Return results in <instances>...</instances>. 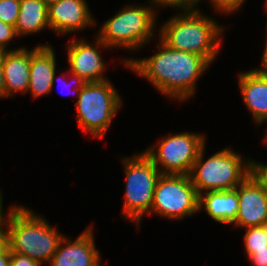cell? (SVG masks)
Returning a JSON list of instances; mask_svg holds the SVG:
<instances>
[{
    "label": "cell",
    "mask_w": 267,
    "mask_h": 266,
    "mask_svg": "<svg viewBox=\"0 0 267 266\" xmlns=\"http://www.w3.org/2000/svg\"><path fill=\"white\" fill-rule=\"evenodd\" d=\"M17 37L15 27L0 20V52L9 51L7 47L10 41Z\"/></svg>",
    "instance_id": "cell-23"
},
{
    "label": "cell",
    "mask_w": 267,
    "mask_h": 266,
    "mask_svg": "<svg viewBox=\"0 0 267 266\" xmlns=\"http://www.w3.org/2000/svg\"><path fill=\"white\" fill-rule=\"evenodd\" d=\"M265 145H267V132H266V135H264V141Z\"/></svg>",
    "instance_id": "cell-36"
},
{
    "label": "cell",
    "mask_w": 267,
    "mask_h": 266,
    "mask_svg": "<svg viewBox=\"0 0 267 266\" xmlns=\"http://www.w3.org/2000/svg\"><path fill=\"white\" fill-rule=\"evenodd\" d=\"M50 30L48 6L43 0H20V11L15 25L18 37Z\"/></svg>",
    "instance_id": "cell-18"
},
{
    "label": "cell",
    "mask_w": 267,
    "mask_h": 266,
    "mask_svg": "<svg viewBox=\"0 0 267 266\" xmlns=\"http://www.w3.org/2000/svg\"><path fill=\"white\" fill-rule=\"evenodd\" d=\"M20 11V0H0V20L14 26Z\"/></svg>",
    "instance_id": "cell-21"
},
{
    "label": "cell",
    "mask_w": 267,
    "mask_h": 266,
    "mask_svg": "<svg viewBox=\"0 0 267 266\" xmlns=\"http://www.w3.org/2000/svg\"><path fill=\"white\" fill-rule=\"evenodd\" d=\"M259 70L267 77V66H260Z\"/></svg>",
    "instance_id": "cell-34"
},
{
    "label": "cell",
    "mask_w": 267,
    "mask_h": 266,
    "mask_svg": "<svg viewBox=\"0 0 267 266\" xmlns=\"http://www.w3.org/2000/svg\"><path fill=\"white\" fill-rule=\"evenodd\" d=\"M6 96L28 93L30 78V50L23 47L1 51ZM16 93V94H15Z\"/></svg>",
    "instance_id": "cell-16"
},
{
    "label": "cell",
    "mask_w": 267,
    "mask_h": 266,
    "mask_svg": "<svg viewBox=\"0 0 267 266\" xmlns=\"http://www.w3.org/2000/svg\"><path fill=\"white\" fill-rule=\"evenodd\" d=\"M265 10H266V12H267V0H265Z\"/></svg>",
    "instance_id": "cell-37"
},
{
    "label": "cell",
    "mask_w": 267,
    "mask_h": 266,
    "mask_svg": "<svg viewBox=\"0 0 267 266\" xmlns=\"http://www.w3.org/2000/svg\"><path fill=\"white\" fill-rule=\"evenodd\" d=\"M69 74H71V78L74 81L73 83L75 84V86H72V87H75V89L73 88L71 90V92H69V93H72V92L75 93L76 94V97L78 99L79 94H80V90L86 84V82L82 78L78 77L75 74L68 73V75ZM65 75L66 74H63L62 73V76H60V77L57 78V80H59V83H61L63 90H64V88H67L69 86V83H68L69 81L66 80L67 77ZM63 90L60 92L61 94L64 93Z\"/></svg>",
    "instance_id": "cell-24"
},
{
    "label": "cell",
    "mask_w": 267,
    "mask_h": 266,
    "mask_svg": "<svg viewBox=\"0 0 267 266\" xmlns=\"http://www.w3.org/2000/svg\"><path fill=\"white\" fill-rule=\"evenodd\" d=\"M215 11L219 12L220 15H229L237 12L246 0H209Z\"/></svg>",
    "instance_id": "cell-22"
},
{
    "label": "cell",
    "mask_w": 267,
    "mask_h": 266,
    "mask_svg": "<svg viewBox=\"0 0 267 266\" xmlns=\"http://www.w3.org/2000/svg\"><path fill=\"white\" fill-rule=\"evenodd\" d=\"M159 27V38L167 46L200 55L210 64L221 50L224 27L199 9L177 13Z\"/></svg>",
    "instance_id": "cell-3"
},
{
    "label": "cell",
    "mask_w": 267,
    "mask_h": 266,
    "mask_svg": "<svg viewBox=\"0 0 267 266\" xmlns=\"http://www.w3.org/2000/svg\"><path fill=\"white\" fill-rule=\"evenodd\" d=\"M60 0H43V2L49 7L52 4L58 3Z\"/></svg>",
    "instance_id": "cell-32"
},
{
    "label": "cell",
    "mask_w": 267,
    "mask_h": 266,
    "mask_svg": "<svg viewBox=\"0 0 267 266\" xmlns=\"http://www.w3.org/2000/svg\"><path fill=\"white\" fill-rule=\"evenodd\" d=\"M199 211V194L189 175L161 174L158 178L151 214L180 220Z\"/></svg>",
    "instance_id": "cell-9"
},
{
    "label": "cell",
    "mask_w": 267,
    "mask_h": 266,
    "mask_svg": "<svg viewBox=\"0 0 267 266\" xmlns=\"http://www.w3.org/2000/svg\"><path fill=\"white\" fill-rule=\"evenodd\" d=\"M262 228L264 229L266 237H267V220L262 224Z\"/></svg>",
    "instance_id": "cell-35"
},
{
    "label": "cell",
    "mask_w": 267,
    "mask_h": 266,
    "mask_svg": "<svg viewBox=\"0 0 267 266\" xmlns=\"http://www.w3.org/2000/svg\"><path fill=\"white\" fill-rule=\"evenodd\" d=\"M266 32H267V24H266ZM265 35H266L265 36L266 37V40H265V48H264V52L262 54L263 56L261 57L262 58V60H261V62H262L261 66H267V33Z\"/></svg>",
    "instance_id": "cell-31"
},
{
    "label": "cell",
    "mask_w": 267,
    "mask_h": 266,
    "mask_svg": "<svg viewBox=\"0 0 267 266\" xmlns=\"http://www.w3.org/2000/svg\"><path fill=\"white\" fill-rule=\"evenodd\" d=\"M202 1V0H201ZM200 0H149V5L154 9V11L157 13L156 10H158L159 7L164 8H175L178 9L180 12H191L198 10L199 7L197 6L199 4Z\"/></svg>",
    "instance_id": "cell-20"
},
{
    "label": "cell",
    "mask_w": 267,
    "mask_h": 266,
    "mask_svg": "<svg viewBox=\"0 0 267 266\" xmlns=\"http://www.w3.org/2000/svg\"><path fill=\"white\" fill-rule=\"evenodd\" d=\"M248 259L254 266H267V250L255 251Z\"/></svg>",
    "instance_id": "cell-27"
},
{
    "label": "cell",
    "mask_w": 267,
    "mask_h": 266,
    "mask_svg": "<svg viewBox=\"0 0 267 266\" xmlns=\"http://www.w3.org/2000/svg\"><path fill=\"white\" fill-rule=\"evenodd\" d=\"M3 194H2V191L0 190V216H1V212H2V210H4L3 209V196H2Z\"/></svg>",
    "instance_id": "cell-33"
},
{
    "label": "cell",
    "mask_w": 267,
    "mask_h": 266,
    "mask_svg": "<svg viewBox=\"0 0 267 266\" xmlns=\"http://www.w3.org/2000/svg\"><path fill=\"white\" fill-rule=\"evenodd\" d=\"M2 220L8 233L9 249L13 253L27 255L41 265L49 263L60 240L64 237L40 214L24 205H11ZM5 216V217H4Z\"/></svg>",
    "instance_id": "cell-2"
},
{
    "label": "cell",
    "mask_w": 267,
    "mask_h": 266,
    "mask_svg": "<svg viewBox=\"0 0 267 266\" xmlns=\"http://www.w3.org/2000/svg\"><path fill=\"white\" fill-rule=\"evenodd\" d=\"M93 230V225H89L74 241L64 235L49 262L50 266H102Z\"/></svg>",
    "instance_id": "cell-12"
},
{
    "label": "cell",
    "mask_w": 267,
    "mask_h": 266,
    "mask_svg": "<svg viewBox=\"0 0 267 266\" xmlns=\"http://www.w3.org/2000/svg\"><path fill=\"white\" fill-rule=\"evenodd\" d=\"M238 85L242 99L256 125L267 121V77L258 69L240 72Z\"/></svg>",
    "instance_id": "cell-15"
},
{
    "label": "cell",
    "mask_w": 267,
    "mask_h": 266,
    "mask_svg": "<svg viewBox=\"0 0 267 266\" xmlns=\"http://www.w3.org/2000/svg\"><path fill=\"white\" fill-rule=\"evenodd\" d=\"M90 11L86 0H60L48 7L50 30L67 35L90 28L96 25Z\"/></svg>",
    "instance_id": "cell-13"
},
{
    "label": "cell",
    "mask_w": 267,
    "mask_h": 266,
    "mask_svg": "<svg viewBox=\"0 0 267 266\" xmlns=\"http://www.w3.org/2000/svg\"><path fill=\"white\" fill-rule=\"evenodd\" d=\"M252 172L260 179L267 192V164L254 161L252 165Z\"/></svg>",
    "instance_id": "cell-26"
},
{
    "label": "cell",
    "mask_w": 267,
    "mask_h": 266,
    "mask_svg": "<svg viewBox=\"0 0 267 266\" xmlns=\"http://www.w3.org/2000/svg\"><path fill=\"white\" fill-rule=\"evenodd\" d=\"M125 173L123 218L140 225L142 217L150 215L155 186L161 172L143 152L121 159Z\"/></svg>",
    "instance_id": "cell-7"
},
{
    "label": "cell",
    "mask_w": 267,
    "mask_h": 266,
    "mask_svg": "<svg viewBox=\"0 0 267 266\" xmlns=\"http://www.w3.org/2000/svg\"><path fill=\"white\" fill-rule=\"evenodd\" d=\"M239 199L236 228L257 227L267 220V192L260 179L251 172L236 188Z\"/></svg>",
    "instance_id": "cell-11"
},
{
    "label": "cell",
    "mask_w": 267,
    "mask_h": 266,
    "mask_svg": "<svg viewBox=\"0 0 267 266\" xmlns=\"http://www.w3.org/2000/svg\"><path fill=\"white\" fill-rule=\"evenodd\" d=\"M127 4L101 25L97 37L110 49L137 51L156 33L157 14L147 5Z\"/></svg>",
    "instance_id": "cell-4"
},
{
    "label": "cell",
    "mask_w": 267,
    "mask_h": 266,
    "mask_svg": "<svg viewBox=\"0 0 267 266\" xmlns=\"http://www.w3.org/2000/svg\"><path fill=\"white\" fill-rule=\"evenodd\" d=\"M5 97L7 98L0 52V98L3 99Z\"/></svg>",
    "instance_id": "cell-29"
},
{
    "label": "cell",
    "mask_w": 267,
    "mask_h": 266,
    "mask_svg": "<svg viewBox=\"0 0 267 266\" xmlns=\"http://www.w3.org/2000/svg\"><path fill=\"white\" fill-rule=\"evenodd\" d=\"M94 39L93 43L83 38H75L66 45L69 72L82 78L85 82H97L108 79L104 76L107 64H105L99 48L107 49L109 47L97 36Z\"/></svg>",
    "instance_id": "cell-10"
},
{
    "label": "cell",
    "mask_w": 267,
    "mask_h": 266,
    "mask_svg": "<svg viewBox=\"0 0 267 266\" xmlns=\"http://www.w3.org/2000/svg\"><path fill=\"white\" fill-rule=\"evenodd\" d=\"M156 144L143 152L161 174L189 175L206 139L200 132L186 131L165 136Z\"/></svg>",
    "instance_id": "cell-8"
},
{
    "label": "cell",
    "mask_w": 267,
    "mask_h": 266,
    "mask_svg": "<svg viewBox=\"0 0 267 266\" xmlns=\"http://www.w3.org/2000/svg\"><path fill=\"white\" fill-rule=\"evenodd\" d=\"M204 146L189 174L198 194L235 189L251 172L254 160L225 147L206 160Z\"/></svg>",
    "instance_id": "cell-5"
},
{
    "label": "cell",
    "mask_w": 267,
    "mask_h": 266,
    "mask_svg": "<svg viewBox=\"0 0 267 266\" xmlns=\"http://www.w3.org/2000/svg\"><path fill=\"white\" fill-rule=\"evenodd\" d=\"M56 54L49 44H38L30 50V78L28 93L36 99L48 95L55 87Z\"/></svg>",
    "instance_id": "cell-14"
},
{
    "label": "cell",
    "mask_w": 267,
    "mask_h": 266,
    "mask_svg": "<svg viewBox=\"0 0 267 266\" xmlns=\"http://www.w3.org/2000/svg\"><path fill=\"white\" fill-rule=\"evenodd\" d=\"M10 266H41V264L31 259L27 255L11 252Z\"/></svg>",
    "instance_id": "cell-25"
},
{
    "label": "cell",
    "mask_w": 267,
    "mask_h": 266,
    "mask_svg": "<svg viewBox=\"0 0 267 266\" xmlns=\"http://www.w3.org/2000/svg\"><path fill=\"white\" fill-rule=\"evenodd\" d=\"M9 247L8 233L2 220L0 219V255Z\"/></svg>",
    "instance_id": "cell-28"
},
{
    "label": "cell",
    "mask_w": 267,
    "mask_h": 266,
    "mask_svg": "<svg viewBox=\"0 0 267 266\" xmlns=\"http://www.w3.org/2000/svg\"><path fill=\"white\" fill-rule=\"evenodd\" d=\"M11 251L9 247L0 255V266H10Z\"/></svg>",
    "instance_id": "cell-30"
},
{
    "label": "cell",
    "mask_w": 267,
    "mask_h": 266,
    "mask_svg": "<svg viewBox=\"0 0 267 266\" xmlns=\"http://www.w3.org/2000/svg\"><path fill=\"white\" fill-rule=\"evenodd\" d=\"M239 199L237 191H209L199 195V211H206L208 216L220 224H230L235 221Z\"/></svg>",
    "instance_id": "cell-17"
},
{
    "label": "cell",
    "mask_w": 267,
    "mask_h": 266,
    "mask_svg": "<svg viewBox=\"0 0 267 266\" xmlns=\"http://www.w3.org/2000/svg\"><path fill=\"white\" fill-rule=\"evenodd\" d=\"M243 237L247 257L255 251L267 250V237L262 226L245 228Z\"/></svg>",
    "instance_id": "cell-19"
},
{
    "label": "cell",
    "mask_w": 267,
    "mask_h": 266,
    "mask_svg": "<svg viewBox=\"0 0 267 266\" xmlns=\"http://www.w3.org/2000/svg\"><path fill=\"white\" fill-rule=\"evenodd\" d=\"M158 40V51L151 57L123 58L122 64L148 80L170 100H189L196 92L197 80L211 64L200 55L172 49L160 38Z\"/></svg>",
    "instance_id": "cell-1"
},
{
    "label": "cell",
    "mask_w": 267,
    "mask_h": 266,
    "mask_svg": "<svg viewBox=\"0 0 267 266\" xmlns=\"http://www.w3.org/2000/svg\"><path fill=\"white\" fill-rule=\"evenodd\" d=\"M121 105L120 94L110 80L86 82L75 103L77 123L93 138L105 137Z\"/></svg>",
    "instance_id": "cell-6"
}]
</instances>
